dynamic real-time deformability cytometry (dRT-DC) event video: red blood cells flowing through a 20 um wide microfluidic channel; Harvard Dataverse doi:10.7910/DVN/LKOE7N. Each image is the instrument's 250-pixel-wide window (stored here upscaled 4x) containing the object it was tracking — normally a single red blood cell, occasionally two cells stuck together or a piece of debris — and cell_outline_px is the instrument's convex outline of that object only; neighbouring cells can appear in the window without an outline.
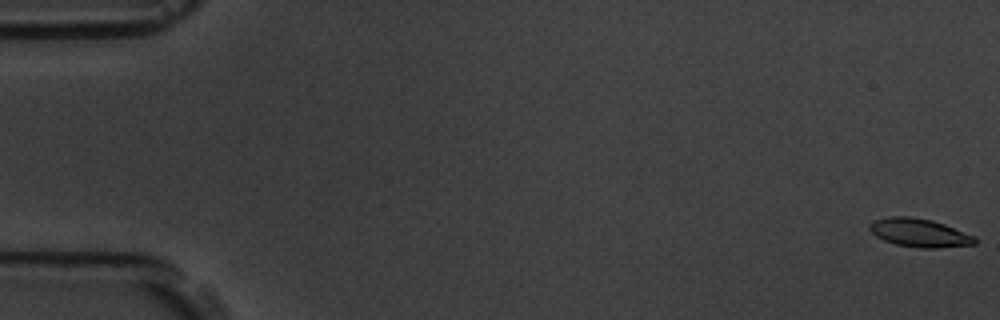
{"species": "common noctule bat (a hibernating species)", "species_latin": "Nyctalus noctula", "temperature_condition": "room temperature", "stored_images_in_passage": 5, "camera_frame_rate_fps": 3000, "um_per_image_px": 0.085, "animal": {"sex": "male", "body_mass_g": 19.5, "forearm_length_mm": 54.6}, "frame": {"image": 1, "passage_image": 1, "time_ms": 0.0, "image_size_px": [1000, 320], "cell_outline_px": [[976, 244], [936, 248], [920, 248], [896, 244], [884, 240], [876, 236], [868, 228], [868, 224], [876, 220], [888, 216], [908, 216], [932, 220], [944, 224], [976, 236]], "centroid_in_image_um": [78.15, 19.78], "position_along_channel_um": 6.8, "area_um2": 17.4}}
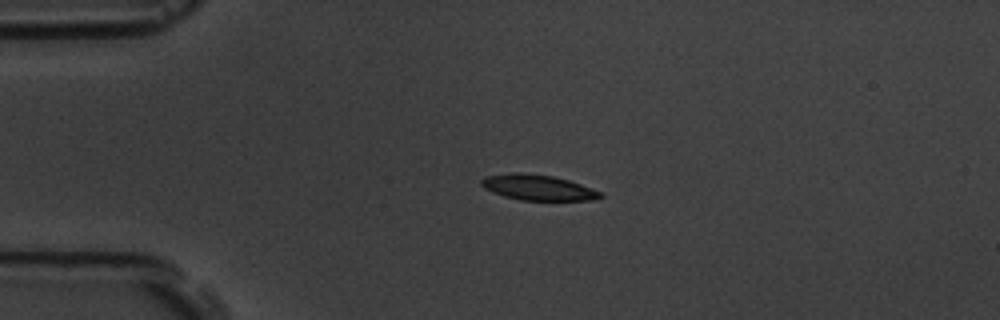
{"frame": {"image": 2, "passage_image": 4, "time_ms": 4.333, "image_size_px": [1000, 320], "cell_outline_px": [[604, 196], [588, 200], [520, 200], [504, 196], [492, 192], [484, 188], [480, 184], [480, 180], [484, 176], [512, 172], [520, 172], [552, 176], [568, 180], [580, 184], [600, 192]], "centroid_in_image_um": [45.64, 15.93], "position_along_channel_um": 39.4, "area_um2": 17.57}}